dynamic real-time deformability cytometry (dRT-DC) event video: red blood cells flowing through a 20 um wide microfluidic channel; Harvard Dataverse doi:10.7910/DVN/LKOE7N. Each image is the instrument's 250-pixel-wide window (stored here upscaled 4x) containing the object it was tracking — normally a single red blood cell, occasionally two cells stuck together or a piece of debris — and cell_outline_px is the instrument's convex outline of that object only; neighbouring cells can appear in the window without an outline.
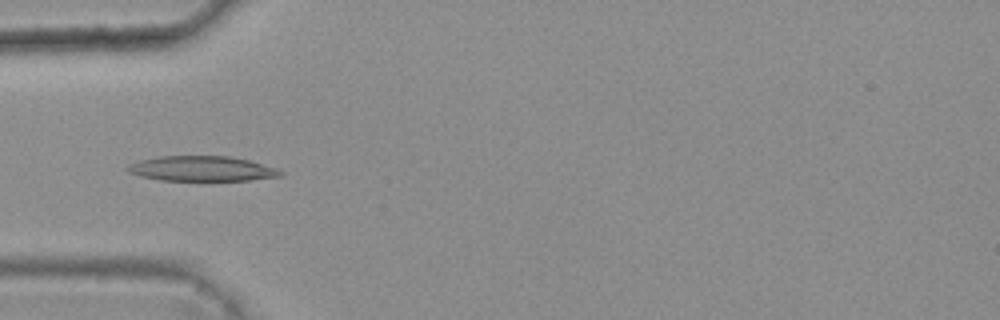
{"species": "common noctule bat (a hibernating species)", "species_latin": "Nyctalus noctula", "temperature_condition": "warm", "stored_images_in_passage": 46, "camera_frame_rate_fps": 3000, "um_per_image_px": 0.085, "animal": {"sex": "female", "body_mass_g": 25.1}, "frame": {"image": 1, "passage_image": 17, "time_ms": 5.333, "image_size_px": [1000, 320], "cell_outline_px": [[284, 172], [280, 176], [252, 180], [160, 180], [140, 176], [128, 172], [124, 168], [140, 160], [160, 156], [228, 156], [248, 160], [276, 168]], "centroid_in_image_um": [17.15, 14.33], "position_along_channel_um": 67.9, "area_um2": 22.14}}
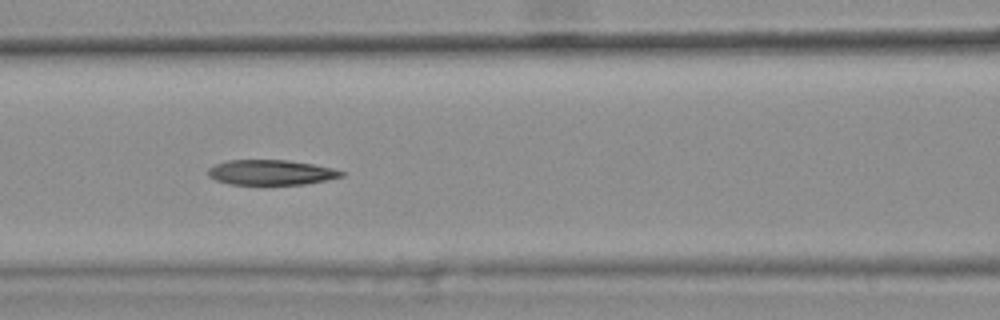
{"frame": {"image": 2, "passage_image": 23, "time_ms": 7.333, "image_size_px": [1000, 320], "cell_outline_px": [[344, 176], [304, 184], [228, 184], [216, 180], [208, 176], [208, 168], [216, 164], [228, 160], [288, 160], [312, 164], [332, 168], [344, 172]], "centroid_in_image_um": [23.0, 14.65], "position_along_channel_um": 143.6, "area_um2": 19.31}}
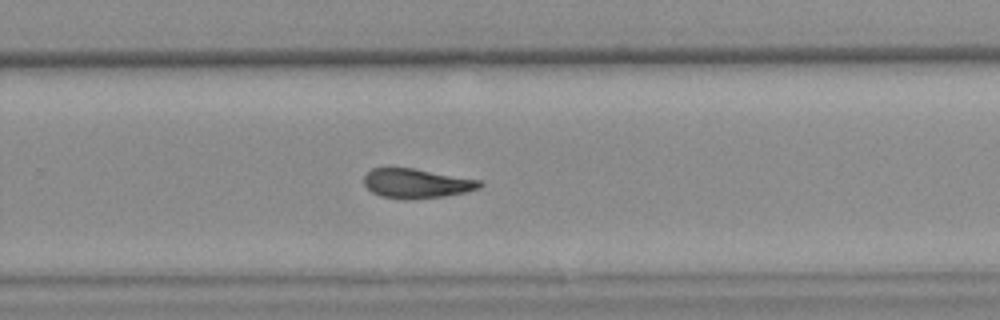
{"frame": {"image": 3, "passage_image": 35, "time_ms": 11.333, "image_size_px": [1000, 320], "cell_outline_px": [[484, 184], [480, 188], [464, 192], [444, 196], [380, 196], [372, 192], [364, 184], [364, 176], [372, 168], [412, 168], [480, 180]], "centroid_in_image_um": [35.42, 15.54], "position_along_channel_um": 294.4, "area_um2": 18.84}, "authors_computed_cell_mechanics": {"area_um2": 20.8947, "velocity_mm_per_s": 3.7814, "shape_relaxation_time_tau1_ms": null, "shape_relaxation_time_tau2_ms": 4.6707, "deformation_change_tau1": null, "deformation_change_tau2": 0.1413}}